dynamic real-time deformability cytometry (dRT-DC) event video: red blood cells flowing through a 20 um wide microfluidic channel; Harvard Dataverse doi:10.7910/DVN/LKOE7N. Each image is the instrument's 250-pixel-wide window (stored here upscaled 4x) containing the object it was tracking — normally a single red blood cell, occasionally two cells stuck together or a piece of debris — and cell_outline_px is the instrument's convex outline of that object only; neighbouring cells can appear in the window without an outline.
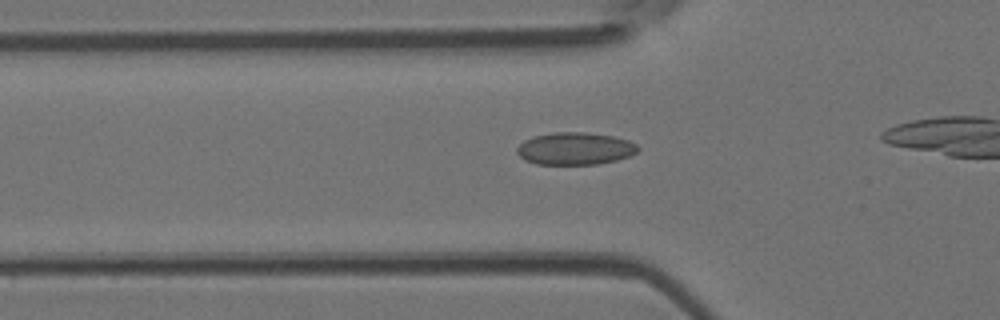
{"species": "Egyptian fruit bat (a non-hibernating species)", "species_latin": "Rousettus aegyptiacus", "temperature_condition": "room temperature", "stored_images_in_passage": 13, "camera_frame_rate_fps": 3000, "um_per_image_px": 0.085, "animal": {"sex": "female"}, "frame": {"image": 1, "passage_image": 8, "time_ms": 2.333, "image_size_px": [1000, 320], "cell_outline_px": [[640, 148], [636, 152], [628, 156], [616, 160], [600, 164], [536, 164], [524, 160], [516, 152], [516, 148], [524, 140], [532, 136], [552, 132], [584, 132], [612, 136], [628, 140], [636, 144]], "centroid_in_image_um": [48.85, 12.63], "position_along_channel_um": 77.0, "area_um2": 22.89}}
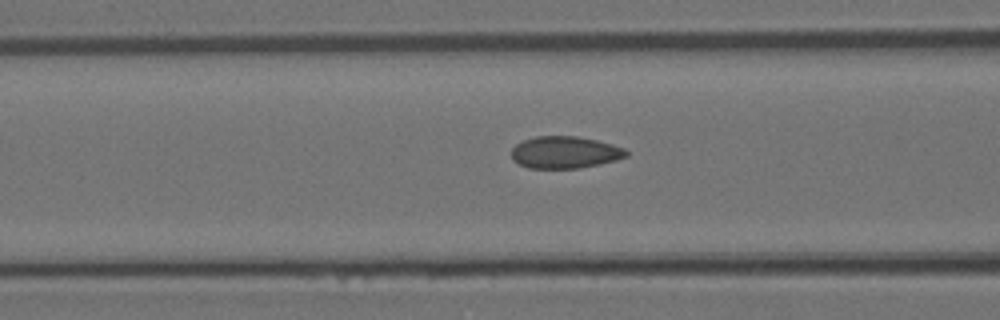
{"frame": {"image": 2, "passage_image": 11, "time_ms": 3.333, "image_size_px": [1000, 320], "cell_outline_px": [[628, 156], [616, 160], [600, 164], [580, 168], [528, 168], [512, 160], [512, 148], [516, 144], [524, 140], [536, 136], [576, 136], [596, 140], [612, 144], [624, 148], [628, 152]], "centroid_in_image_um": [48.02, 12.95], "position_along_channel_um": 118.6, "area_um2": 21.44}}